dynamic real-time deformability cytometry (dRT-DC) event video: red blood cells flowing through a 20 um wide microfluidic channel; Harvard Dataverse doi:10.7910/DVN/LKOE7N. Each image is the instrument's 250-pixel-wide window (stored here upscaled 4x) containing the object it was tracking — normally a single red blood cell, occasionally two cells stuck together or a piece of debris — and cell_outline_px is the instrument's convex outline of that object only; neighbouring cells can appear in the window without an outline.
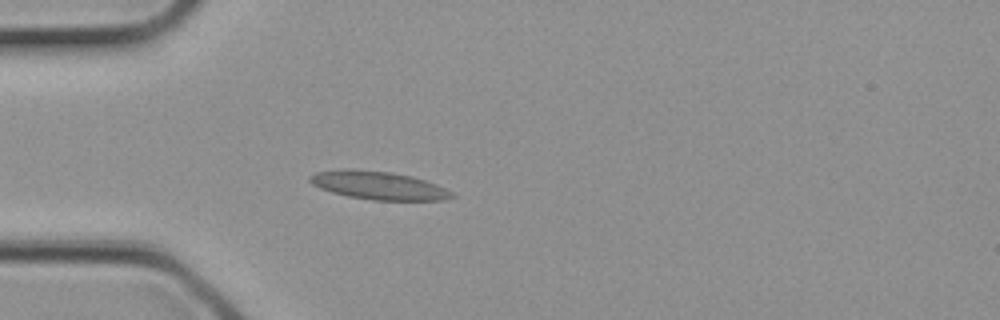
{"species": "common noctule bat (a hibernating species)", "species_latin": "Nyctalus noctula", "temperature_condition": "cold", "stored_images_in_passage": 30, "camera_frame_rate_fps": 3000, "um_per_image_px": 0.085, "animal": {"sex": "female", "body_mass_g": 21.9}, "frame": {"image": 1, "passage_image": 8, "time_ms": 2.333, "image_size_px": [1000, 320], "cell_outline_px": [[456, 196], [444, 200], [372, 200], [348, 196], [332, 192], [320, 188], [312, 184], [308, 180], [308, 176], [316, 172], [344, 168], [356, 168], [392, 172], [412, 176], [436, 184], [452, 192]], "centroid_in_image_um": [32.14, 15.74], "position_along_channel_um": 52.9, "area_um2": 23.52}}
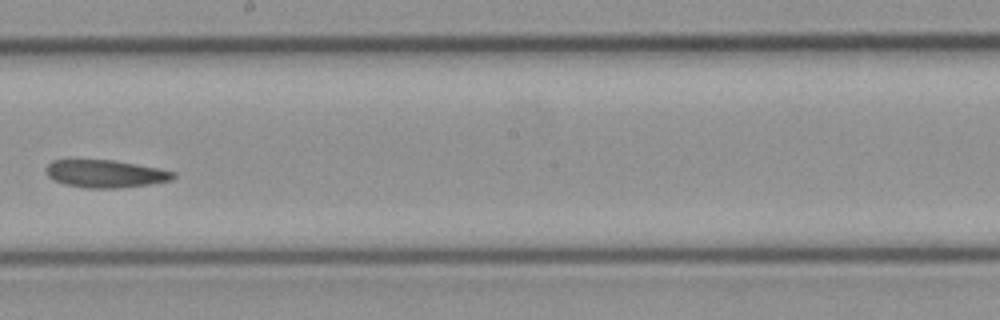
{"frame": {"image": 2, "passage_image": 17, "time_ms": 5.333, "image_size_px": [1000, 320], "cell_outline_px": [[176, 176], [168, 180], [148, 184], [116, 188], [88, 188], [64, 184], [52, 180], [48, 176], [48, 164], [52, 160], [112, 160], [136, 164], [176, 172]], "centroid_in_image_um": [8.93, 14.77], "position_along_channel_um": 239.3, "area_um2": 20.11}}
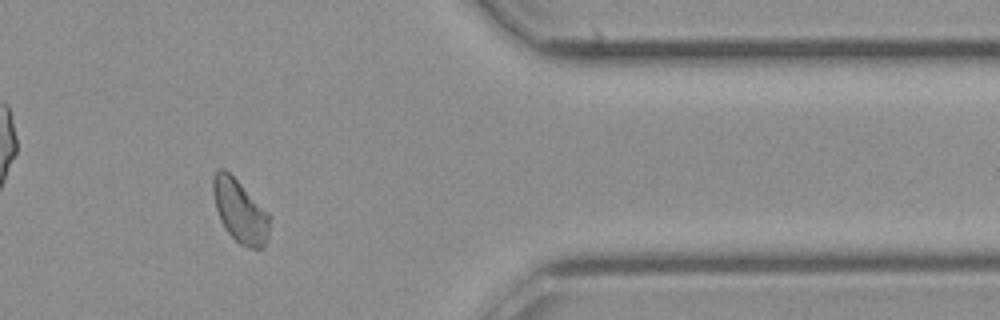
{"frame": {"image": 3, "passage_image": 25, "time_ms": 8.0, "image_size_px": [1000, 320], "cell_outline_px": [[272, 216], [268, 236], [264, 248], [248, 248], [240, 244], [228, 232], [220, 220], [216, 208], [212, 192], [212, 180], [216, 168], [224, 168]], "centroid_in_image_um": [20.41, 17.95], "position_along_channel_um": 391.0, "area_um2": 20.75}}